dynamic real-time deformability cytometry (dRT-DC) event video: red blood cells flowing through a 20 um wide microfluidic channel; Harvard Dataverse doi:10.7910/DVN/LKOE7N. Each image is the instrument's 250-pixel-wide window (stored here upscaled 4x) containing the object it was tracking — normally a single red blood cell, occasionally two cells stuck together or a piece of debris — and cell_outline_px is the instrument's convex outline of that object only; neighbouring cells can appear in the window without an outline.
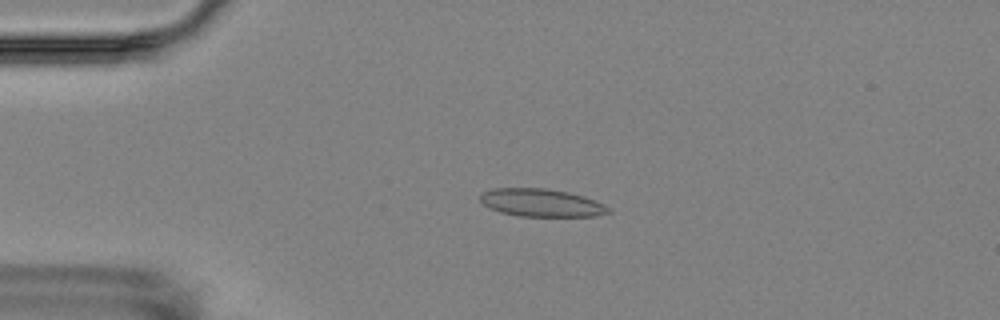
{"species": "Egyptian fruit bat (a non-hibernating species)", "species_latin": "Rousettus aegyptiacus", "temperature_condition": "room temperature", "stored_images_in_passage": 5, "camera_frame_rate_fps": 3000, "um_per_image_px": 0.085, "animal": {"sex": "female"}, "frame": {"image": 1, "passage_image": 4, "time_ms": 3.333, "image_size_px": [1000, 320], "cell_outline_px": [[612, 212], [596, 216], [520, 216], [500, 212], [484, 204], [480, 200], [480, 192], [492, 188], [544, 188], [568, 192], [584, 196], [604, 204], [612, 208]], "centroid_in_image_um": [46.04, 17.23], "position_along_channel_um": 39.0, "area_um2": 20.87}}